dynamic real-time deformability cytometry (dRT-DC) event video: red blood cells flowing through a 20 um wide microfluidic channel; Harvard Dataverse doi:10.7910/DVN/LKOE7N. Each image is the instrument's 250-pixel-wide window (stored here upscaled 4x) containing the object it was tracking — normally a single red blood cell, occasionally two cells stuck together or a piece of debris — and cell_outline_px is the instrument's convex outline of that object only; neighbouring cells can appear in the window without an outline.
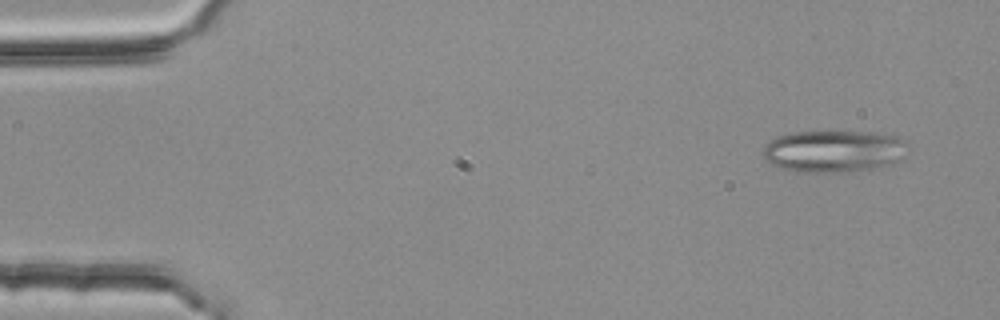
{"species": "common noctule bat (a hibernating species)", "species_latin": "Nyctalus noctula", "temperature_condition": "room temperature", "stored_images_in_passage": 4, "camera_frame_rate_fps": 3000, "um_per_image_px": 0.085, "animal": {"sex": "female", "body_mass_g": 25.1}, "frame": {"image": 1, "passage_image": 1, "time_ms": 0.0, "image_size_px": [1000, 320], "cell_outline_px": [[908, 144], [904, 156], [896, 160], [872, 168], [840, 172], [796, 172], [780, 168], [764, 160], [764, 148], [776, 136], [792, 132], [872, 132], [896, 136], [904, 140]], "centroid_in_image_um": [70.83, 12.84], "position_along_channel_um": 14.2, "area_um2": 35.08}}